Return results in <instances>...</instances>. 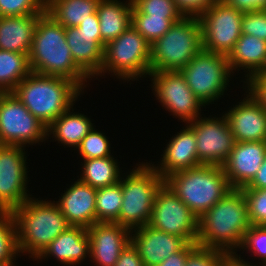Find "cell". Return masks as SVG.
<instances>
[{
  "label": "cell",
  "mask_w": 266,
  "mask_h": 266,
  "mask_svg": "<svg viewBox=\"0 0 266 266\" xmlns=\"http://www.w3.org/2000/svg\"><path fill=\"white\" fill-rule=\"evenodd\" d=\"M133 5L143 14L157 18H182L173 0H132Z\"/></svg>",
  "instance_id": "8d00e7d4"
},
{
  "label": "cell",
  "mask_w": 266,
  "mask_h": 266,
  "mask_svg": "<svg viewBox=\"0 0 266 266\" xmlns=\"http://www.w3.org/2000/svg\"><path fill=\"white\" fill-rule=\"evenodd\" d=\"M39 15L0 16V50L29 54Z\"/></svg>",
  "instance_id": "d4e9b609"
},
{
  "label": "cell",
  "mask_w": 266,
  "mask_h": 266,
  "mask_svg": "<svg viewBox=\"0 0 266 266\" xmlns=\"http://www.w3.org/2000/svg\"><path fill=\"white\" fill-rule=\"evenodd\" d=\"M164 149L160 164L152 165L164 179L177 171L202 165L197 156L196 135L187 123L185 128L172 136Z\"/></svg>",
  "instance_id": "44dd1931"
},
{
  "label": "cell",
  "mask_w": 266,
  "mask_h": 266,
  "mask_svg": "<svg viewBox=\"0 0 266 266\" xmlns=\"http://www.w3.org/2000/svg\"><path fill=\"white\" fill-rule=\"evenodd\" d=\"M47 139V127L17 96L13 92H0V145L26 147Z\"/></svg>",
  "instance_id": "30bf717a"
},
{
  "label": "cell",
  "mask_w": 266,
  "mask_h": 266,
  "mask_svg": "<svg viewBox=\"0 0 266 266\" xmlns=\"http://www.w3.org/2000/svg\"><path fill=\"white\" fill-rule=\"evenodd\" d=\"M266 155V142H235L227 161L222 165L232 189L247 186L257 174Z\"/></svg>",
  "instance_id": "ac0fdd59"
},
{
  "label": "cell",
  "mask_w": 266,
  "mask_h": 266,
  "mask_svg": "<svg viewBox=\"0 0 266 266\" xmlns=\"http://www.w3.org/2000/svg\"><path fill=\"white\" fill-rule=\"evenodd\" d=\"M128 2V3H127ZM132 0H100L96 13L99 18L101 41L105 45L119 37L132 24Z\"/></svg>",
  "instance_id": "484cf974"
},
{
  "label": "cell",
  "mask_w": 266,
  "mask_h": 266,
  "mask_svg": "<svg viewBox=\"0 0 266 266\" xmlns=\"http://www.w3.org/2000/svg\"><path fill=\"white\" fill-rule=\"evenodd\" d=\"M227 58L232 73L240 68L247 70L246 83L254 75L266 71V41L242 33Z\"/></svg>",
  "instance_id": "cb8c5ba5"
},
{
  "label": "cell",
  "mask_w": 266,
  "mask_h": 266,
  "mask_svg": "<svg viewBox=\"0 0 266 266\" xmlns=\"http://www.w3.org/2000/svg\"><path fill=\"white\" fill-rule=\"evenodd\" d=\"M253 263H250L248 261H245V259H242L241 256L238 254L233 255H226L223 262L221 263V266H257L252 265Z\"/></svg>",
  "instance_id": "c3c4849f"
},
{
  "label": "cell",
  "mask_w": 266,
  "mask_h": 266,
  "mask_svg": "<svg viewBox=\"0 0 266 266\" xmlns=\"http://www.w3.org/2000/svg\"><path fill=\"white\" fill-rule=\"evenodd\" d=\"M181 18H157L141 13L132 6V26L150 43L160 39Z\"/></svg>",
  "instance_id": "1f68e13d"
},
{
  "label": "cell",
  "mask_w": 266,
  "mask_h": 266,
  "mask_svg": "<svg viewBox=\"0 0 266 266\" xmlns=\"http://www.w3.org/2000/svg\"><path fill=\"white\" fill-rule=\"evenodd\" d=\"M12 92L30 113L48 127L73 107L84 91L70 79L31 72Z\"/></svg>",
  "instance_id": "3957f363"
},
{
  "label": "cell",
  "mask_w": 266,
  "mask_h": 266,
  "mask_svg": "<svg viewBox=\"0 0 266 266\" xmlns=\"http://www.w3.org/2000/svg\"><path fill=\"white\" fill-rule=\"evenodd\" d=\"M28 55L0 50V92H12L32 72Z\"/></svg>",
  "instance_id": "f546056e"
},
{
  "label": "cell",
  "mask_w": 266,
  "mask_h": 266,
  "mask_svg": "<svg viewBox=\"0 0 266 266\" xmlns=\"http://www.w3.org/2000/svg\"><path fill=\"white\" fill-rule=\"evenodd\" d=\"M90 261L97 266H115L120 254L131 242V230L117 223L97 222L87 229Z\"/></svg>",
  "instance_id": "e0dca14e"
},
{
  "label": "cell",
  "mask_w": 266,
  "mask_h": 266,
  "mask_svg": "<svg viewBox=\"0 0 266 266\" xmlns=\"http://www.w3.org/2000/svg\"><path fill=\"white\" fill-rule=\"evenodd\" d=\"M104 134L93 127L81 140L76 149H78L77 151H79L83 160L112 156L110 151L111 145L107 139L108 137Z\"/></svg>",
  "instance_id": "836d02e7"
},
{
  "label": "cell",
  "mask_w": 266,
  "mask_h": 266,
  "mask_svg": "<svg viewBox=\"0 0 266 266\" xmlns=\"http://www.w3.org/2000/svg\"><path fill=\"white\" fill-rule=\"evenodd\" d=\"M115 266H144L138 251L130 242L120 254Z\"/></svg>",
  "instance_id": "7bdbcfd3"
},
{
  "label": "cell",
  "mask_w": 266,
  "mask_h": 266,
  "mask_svg": "<svg viewBox=\"0 0 266 266\" xmlns=\"http://www.w3.org/2000/svg\"><path fill=\"white\" fill-rule=\"evenodd\" d=\"M28 57L33 73L70 79L82 90L86 87V79L90 80L73 60L65 28L46 12L38 17Z\"/></svg>",
  "instance_id": "7a4b0ae2"
},
{
  "label": "cell",
  "mask_w": 266,
  "mask_h": 266,
  "mask_svg": "<svg viewBox=\"0 0 266 266\" xmlns=\"http://www.w3.org/2000/svg\"><path fill=\"white\" fill-rule=\"evenodd\" d=\"M71 107L47 127V137L51 136L58 143L77 148L81 140L94 127L92 121L84 114L73 113Z\"/></svg>",
  "instance_id": "4316f807"
},
{
  "label": "cell",
  "mask_w": 266,
  "mask_h": 266,
  "mask_svg": "<svg viewBox=\"0 0 266 266\" xmlns=\"http://www.w3.org/2000/svg\"><path fill=\"white\" fill-rule=\"evenodd\" d=\"M18 253L14 216L10 211H0V263L16 261Z\"/></svg>",
  "instance_id": "d6a6232c"
},
{
  "label": "cell",
  "mask_w": 266,
  "mask_h": 266,
  "mask_svg": "<svg viewBox=\"0 0 266 266\" xmlns=\"http://www.w3.org/2000/svg\"><path fill=\"white\" fill-rule=\"evenodd\" d=\"M150 57L151 44L131 25L119 37L105 44L99 76L111 72L117 79L126 81L147 77Z\"/></svg>",
  "instance_id": "ba28073f"
},
{
  "label": "cell",
  "mask_w": 266,
  "mask_h": 266,
  "mask_svg": "<svg viewBox=\"0 0 266 266\" xmlns=\"http://www.w3.org/2000/svg\"><path fill=\"white\" fill-rule=\"evenodd\" d=\"M122 200L120 181L113 185L98 188L96 192V223H114L119 217Z\"/></svg>",
  "instance_id": "4dcf8cb0"
},
{
  "label": "cell",
  "mask_w": 266,
  "mask_h": 266,
  "mask_svg": "<svg viewBox=\"0 0 266 266\" xmlns=\"http://www.w3.org/2000/svg\"><path fill=\"white\" fill-rule=\"evenodd\" d=\"M244 12L218 0L199 17L202 49L228 56L242 34Z\"/></svg>",
  "instance_id": "8fae6325"
},
{
  "label": "cell",
  "mask_w": 266,
  "mask_h": 266,
  "mask_svg": "<svg viewBox=\"0 0 266 266\" xmlns=\"http://www.w3.org/2000/svg\"><path fill=\"white\" fill-rule=\"evenodd\" d=\"M31 197L12 211L18 249L37 258L44 249L70 225L55 201Z\"/></svg>",
  "instance_id": "277c9868"
},
{
  "label": "cell",
  "mask_w": 266,
  "mask_h": 266,
  "mask_svg": "<svg viewBox=\"0 0 266 266\" xmlns=\"http://www.w3.org/2000/svg\"><path fill=\"white\" fill-rule=\"evenodd\" d=\"M197 246L196 243H187L180 251L171 254L158 266H185L189 253Z\"/></svg>",
  "instance_id": "ee69618b"
},
{
  "label": "cell",
  "mask_w": 266,
  "mask_h": 266,
  "mask_svg": "<svg viewBox=\"0 0 266 266\" xmlns=\"http://www.w3.org/2000/svg\"><path fill=\"white\" fill-rule=\"evenodd\" d=\"M250 251L266 266V226L251 225L246 231L240 250Z\"/></svg>",
  "instance_id": "74e56055"
},
{
  "label": "cell",
  "mask_w": 266,
  "mask_h": 266,
  "mask_svg": "<svg viewBox=\"0 0 266 266\" xmlns=\"http://www.w3.org/2000/svg\"><path fill=\"white\" fill-rule=\"evenodd\" d=\"M226 253L197 245L188 255L185 266H221Z\"/></svg>",
  "instance_id": "f35d334b"
},
{
  "label": "cell",
  "mask_w": 266,
  "mask_h": 266,
  "mask_svg": "<svg viewBox=\"0 0 266 266\" xmlns=\"http://www.w3.org/2000/svg\"><path fill=\"white\" fill-rule=\"evenodd\" d=\"M100 0H46L45 12L64 28L77 27L97 10Z\"/></svg>",
  "instance_id": "83f0119b"
},
{
  "label": "cell",
  "mask_w": 266,
  "mask_h": 266,
  "mask_svg": "<svg viewBox=\"0 0 266 266\" xmlns=\"http://www.w3.org/2000/svg\"><path fill=\"white\" fill-rule=\"evenodd\" d=\"M82 174L78 179L93 188H102L120 181L121 171L117 159L112 156L95 159H85L82 164Z\"/></svg>",
  "instance_id": "f1b7e54d"
},
{
  "label": "cell",
  "mask_w": 266,
  "mask_h": 266,
  "mask_svg": "<svg viewBox=\"0 0 266 266\" xmlns=\"http://www.w3.org/2000/svg\"><path fill=\"white\" fill-rule=\"evenodd\" d=\"M77 28L81 29V32L100 33L99 18L97 13L95 12L94 14L89 15V18L82 21Z\"/></svg>",
  "instance_id": "7dc6e473"
},
{
  "label": "cell",
  "mask_w": 266,
  "mask_h": 266,
  "mask_svg": "<svg viewBox=\"0 0 266 266\" xmlns=\"http://www.w3.org/2000/svg\"><path fill=\"white\" fill-rule=\"evenodd\" d=\"M165 184L198 218L232 190L221 165L177 171L165 178Z\"/></svg>",
  "instance_id": "5b68a950"
},
{
  "label": "cell",
  "mask_w": 266,
  "mask_h": 266,
  "mask_svg": "<svg viewBox=\"0 0 266 266\" xmlns=\"http://www.w3.org/2000/svg\"><path fill=\"white\" fill-rule=\"evenodd\" d=\"M180 72L195 96L208 106L224 95L232 71L226 55L201 49Z\"/></svg>",
  "instance_id": "9c48e42d"
},
{
  "label": "cell",
  "mask_w": 266,
  "mask_h": 266,
  "mask_svg": "<svg viewBox=\"0 0 266 266\" xmlns=\"http://www.w3.org/2000/svg\"><path fill=\"white\" fill-rule=\"evenodd\" d=\"M196 135L198 160L202 164L223 165L234 147V136L225 115L198 117L187 123Z\"/></svg>",
  "instance_id": "9a60e30c"
},
{
  "label": "cell",
  "mask_w": 266,
  "mask_h": 266,
  "mask_svg": "<svg viewBox=\"0 0 266 266\" xmlns=\"http://www.w3.org/2000/svg\"><path fill=\"white\" fill-rule=\"evenodd\" d=\"M245 92L247 97L224 113L234 140L266 142V110L251 92Z\"/></svg>",
  "instance_id": "2e32d148"
},
{
  "label": "cell",
  "mask_w": 266,
  "mask_h": 266,
  "mask_svg": "<svg viewBox=\"0 0 266 266\" xmlns=\"http://www.w3.org/2000/svg\"><path fill=\"white\" fill-rule=\"evenodd\" d=\"M0 266H15V261L14 262H7V263H0Z\"/></svg>",
  "instance_id": "681fc988"
},
{
  "label": "cell",
  "mask_w": 266,
  "mask_h": 266,
  "mask_svg": "<svg viewBox=\"0 0 266 266\" xmlns=\"http://www.w3.org/2000/svg\"><path fill=\"white\" fill-rule=\"evenodd\" d=\"M24 148L0 145V211L12 212L32 196L27 193L29 171Z\"/></svg>",
  "instance_id": "5bb4252c"
},
{
  "label": "cell",
  "mask_w": 266,
  "mask_h": 266,
  "mask_svg": "<svg viewBox=\"0 0 266 266\" xmlns=\"http://www.w3.org/2000/svg\"><path fill=\"white\" fill-rule=\"evenodd\" d=\"M248 91L260 102L266 110V71L254 75L248 82L245 83Z\"/></svg>",
  "instance_id": "b9f144b4"
},
{
  "label": "cell",
  "mask_w": 266,
  "mask_h": 266,
  "mask_svg": "<svg viewBox=\"0 0 266 266\" xmlns=\"http://www.w3.org/2000/svg\"><path fill=\"white\" fill-rule=\"evenodd\" d=\"M54 257L61 264L70 266L80 264L85 258L90 257V238L87 228L69 226L58 235L34 260Z\"/></svg>",
  "instance_id": "603a6c76"
},
{
  "label": "cell",
  "mask_w": 266,
  "mask_h": 266,
  "mask_svg": "<svg viewBox=\"0 0 266 266\" xmlns=\"http://www.w3.org/2000/svg\"><path fill=\"white\" fill-rule=\"evenodd\" d=\"M250 226L246 198L241 189H232L198 218L196 244L233 255Z\"/></svg>",
  "instance_id": "6da1fadb"
},
{
  "label": "cell",
  "mask_w": 266,
  "mask_h": 266,
  "mask_svg": "<svg viewBox=\"0 0 266 266\" xmlns=\"http://www.w3.org/2000/svg\"><path fill=\"white\" fill-rule=\"evenodd\" d=\"M152 163L135 166L128 175L121 176L123 200L118 219L114 222L129 230L143 227L150 223L153 204L158 191L165 184L152 167Z\"/></svg>",
  "instance_id": "8992f818"
},
{
  "label": "cell",
  "mask_w": 266,
  "mask_h": 266,
  "mask_svg": "<svg viewBox=\"0 0 266 266\" xmlns=\"http://www.w3.org/2000/svg\"><path fill=\"white\" fill-rule=\"evenodd\" d=\"M242 33L266 41V10L244 12Z\"/></svg>",
  "instance_id": "ab89813d"
},
{
  "label": "cell",
  "mask_w": 266,
  "mask_h": 266,
  "mask_svg": "<svg viewBox=\"0 0 266 266\" xmlns=\"http://www.w3.org/2000/svg\"><path fill=\"white\" fill-rule=\"evenodd\" d=\"M131 243L144 266H158L187 244L182 237L157 230L149 224L131 231Z\"/></svg>",
  "instance_id": "d6986e66"
},
{
  "label": "cell",
  "mask_w": 266,
  "mask_h": 266,
  "mask_svg": "<svg viewBox=\"0 0 266 266\" xmlns=\"http://www.w3.org/2000/svg\"><path fill=\"white\" fill-rule=\"evenodd\" d=\"M65 37L75 64L91 80L98 77L105 46L101 41V33L81 32L77 27H69L65 28Z\"/></svg>",
  "instance_id": "7402d4cb"
},
{
  "label": "cell",
  "mask_w": 266,
  "mask_h": 266,
  "mask_svg": "<svg viewBox=\"0 0 266 266\" xmlns=\"http://www.w3.org/2000/svg\"><path fill=\"white\" fill-rule=\"evenodd\" d=\"M264 188H266V155L255 177L247 186L241 189H264Z\"/></svg>",
  "instance_id": "bcb514c9"
},
{
  "label": "cell",
  "mask_w": 266,
  "mask_h": 266,
  "mask_svg": "<svg viewBox=\"0 0 266 266\" xmlns=\"http://www.w3.org/2000/svg\"><path fill=\"white\" fill-rule=\"evenodd\" d=\"M45 4L46 0H0V16L40 15Z\"/></svg>",
  "instance_id": "e575fe53"
},
{
  "label": "cell",
  "mask_w": 266,
  "mask_h": 266,
  "mask_svg": "<svg viewBox=\"0 0 266 266\" xmlns=\"http://www.w3.org/2000/svg\"><path fill=\"white\" fill-rule=\"evenodd\" d=\"M149 76L155 97L171 115L184 123L201 117V107L205 106L188 87L180 71L150 72Z\"/></svg>",
  "instance_id": "7c38bea8"
},
{
  "label": "cell",
  "mask_w": 266,
  "mask_h": 266,
  "mask_svg": "<svg viewBox=\"0 0 266 266\" xmlns=\"http://www.w3.org/2000/svg\"><path fill=\"white\" fill-rule=\"evenodd\" d=\"M183 17H200L218 0H173Z\"/></svg>",
  "instance_id": "60d3db41"
},
{
  "label": "cell",
  "mask_w": 266,
  "mask_h": 266,
  "mask_svg": "<svg viewBox=\"0 0 266 266\" xmlns=\"http://www.w3.org/2000/svg\"><path fill=\"white\" fill-rule=\"evenodd\" d=\"M241 190L247 201L250 224L266 226V188Z\"/></svg>",
  "instance_id": "d590c367"
},
{
  "label": "cell",
  "mask_w": 266,
  "mask_h": 266,
  "mask_svg": "<svg viewBox=\"0 0 266 266\" xmlns=\"http://www.w3.org/2000/svg\"><path fill=\"white\" fill-rule=\"evenodd\" d=\"M202 49L198 17H182L151 44L150 72L180 71Z\"/></svg>",
  "instance_id": "52a82bcc"
},
{
  "label": "cell",
  "mask_w": 266,
  "mask_h": 266,
  "mask_svg": "<svg viewBox=\"0 0 266 266\" xmlns=\"http://www.w3.org/2000/svg\"><path fill=\"white\" fill-rule=\"evenodd\" d=\"M55 203L70 226L89 228L96 223V192L89 184L75 181Z\"/></svg>",
  "instance_id": "ffe728a7"
},
{
  "label": "cell",
  "mask_w": 266,
  "mask_h": 266,
  "mask_svg": "<svg viewBox=\"0 0 266 266\" xmlns=\"http://www.w3.org/2000/svg\"><path fill=\"white\" fill-rule=\"evenodd\" d=\"M224 1L231 7L242 12L266 10V0H224Z\"/></svg>",
  "instance_id": "f6af8a7d"
},
{
  "label": "cell",
  "mask_w": 266,
  "mask_h": 266,
  "mask_svg": "<svg viewBox=\"0 0 266 266\" xmlns=\"http://www.w3.org/2000/svg\"><path fill=\"white\" fill-rule=\"evenodd\" d=\"M149 225L187 243L197 242L198 217L166 184L156 195Z\"/></svg>",
  "instance_id": "4fadbf2b"
}]
</instances>
